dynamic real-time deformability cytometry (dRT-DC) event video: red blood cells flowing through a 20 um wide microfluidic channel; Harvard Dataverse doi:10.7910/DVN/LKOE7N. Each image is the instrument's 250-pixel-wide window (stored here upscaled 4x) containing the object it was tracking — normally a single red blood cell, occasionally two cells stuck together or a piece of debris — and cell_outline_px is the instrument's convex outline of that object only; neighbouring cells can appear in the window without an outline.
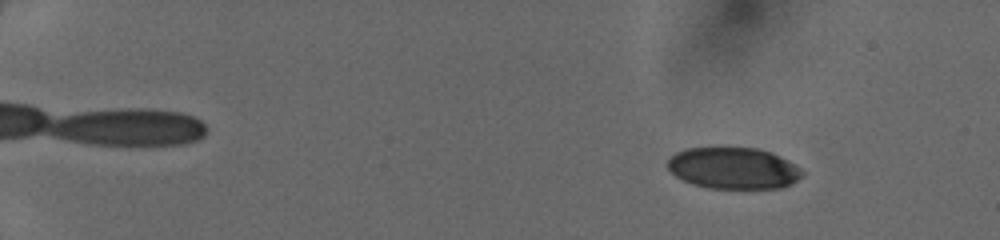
{"species": "human", "species_latin": "Homo sapiens", "temperature_condition": "cold", "stored_images_in_passage": 50, "camera_frame_rate_fps": 3000, "um_per_image_px": 0.085, "donor": {"sex": "female"}, "frame": {"image": 1, "passage_image": 7, "time_ms": 2.0, "image_size_px": [1000, 240], "cell_outline_px": [[804, 172], [792, 184], [780, 188], [708, 188], [692, 184], [676, 176], [668, 168], [668, 160], [676, 152], [684, 148], [756, 148], [772, 152], [796, 164]], "centroid_in_image_um": [62.36, 14.29], "position_along_channel_um": 22.6, "area_um2": 32.48}}
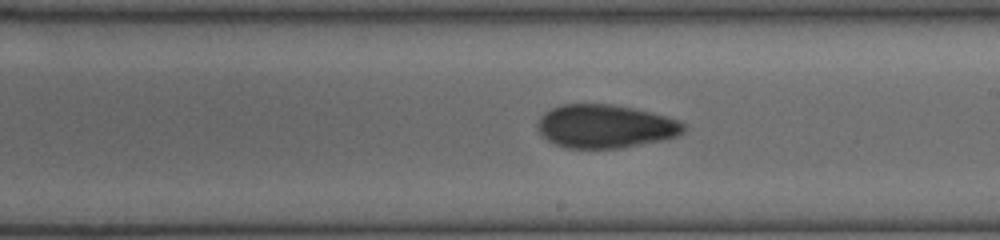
{"frame": {"image": 2, "passage_image": 32, "time_ms": 10.333, "image_size_px": [1000, 240], "cell_outline_px": [[688, 124], [684, 132], [676, 136], [660, 140], [620, 148], [564, 148], [548, 140], [536, 128], [536, 124], [540, 116], [544, 112], [560, 104], [612, 104], [652, 112], [680, 120]], "centroid_in_image_um": [51.45, 10.73], "position_along_channel_um": 237.5, "area_um2": 37.11}}
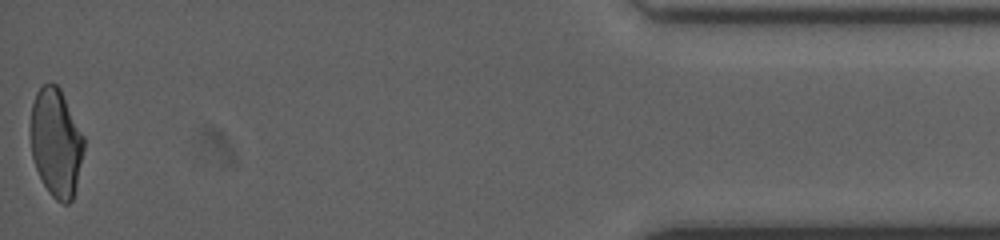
{"frame": {"image": 3, "passage_image": 50, "time_ms": 16.333, "image_size_px": [1000, 240], "cell_outline_px": [[84, 148], [76, 184], [72, 200], [68, 204], [64, 204], [56, 200], [48, 192], [36, 168], [32, 156], [32, 104], [36, 92], [44, 84], [56, 84], [60, 88], [84, 136]], "centroid_in_image_um": [4.78, 12.13], "position_along_channel_um": 430.4, "area_um2": 33.06}}